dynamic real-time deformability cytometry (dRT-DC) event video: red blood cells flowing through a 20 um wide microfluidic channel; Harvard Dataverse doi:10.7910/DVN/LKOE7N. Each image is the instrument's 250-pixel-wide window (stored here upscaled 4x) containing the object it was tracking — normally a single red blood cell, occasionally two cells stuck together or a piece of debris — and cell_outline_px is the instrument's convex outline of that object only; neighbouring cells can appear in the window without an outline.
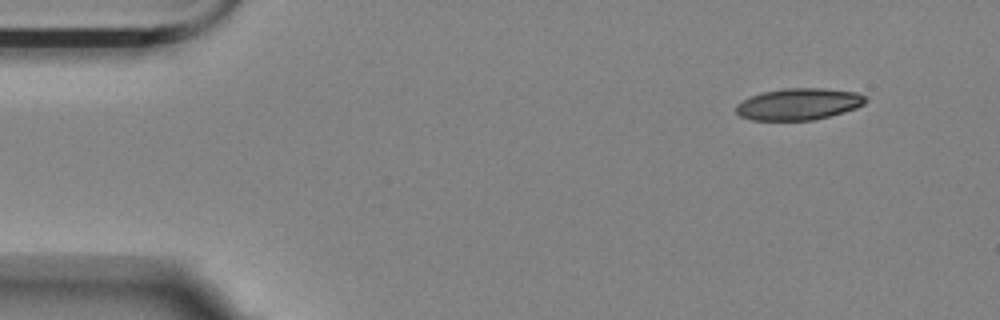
{"species": "Egyptian fruit bat (a non-hibernating species)", "species_latin": "Rousettus aegyptiacus", "temperature_condition": "room temperature", "stored_images_in_passage": 10, "camera_frame_rate_fps": 3000, "um_per_image_px": 0.085, "animal": {"sex": "female"}, "frame": {"image": 1, "passage_image": 1, "time_ms": 0.0, "image_size_px": [1000, 320], "cell_outline_px": [[868, 100], [864, 104], [856, 108], [844, 112], [812, 120], [752, 120], [740, 116], [736, 112], [736, 104], [752, 96], [764, 92], [784, 88], [824, 88], [856, 92], [868, 96]], "centroid_in_image_um": [67.93, 8.84], "position_along_channel_um": 17.1, "area_um2": 23.87}}